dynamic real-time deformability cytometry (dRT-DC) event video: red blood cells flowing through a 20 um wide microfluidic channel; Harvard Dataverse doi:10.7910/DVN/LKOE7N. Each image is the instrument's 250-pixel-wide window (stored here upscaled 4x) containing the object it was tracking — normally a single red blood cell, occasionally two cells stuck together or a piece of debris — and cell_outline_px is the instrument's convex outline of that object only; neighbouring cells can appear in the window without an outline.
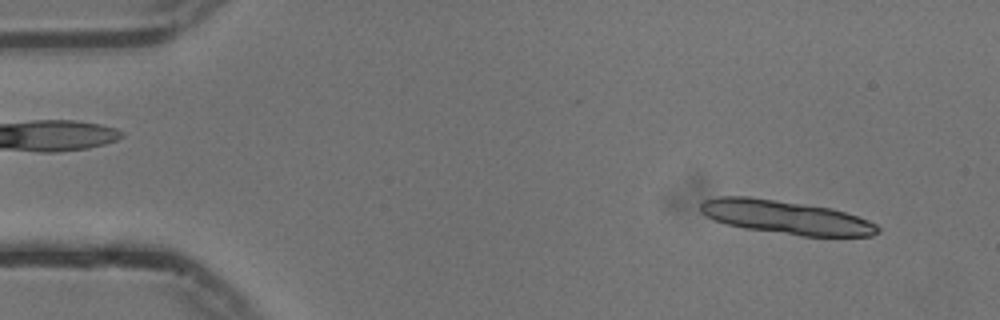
{"species": "common noctule bat (a hibernating species)", "species_latin": "Nyctalus noctula", "temperature_condition": "cold", "stored_images_in_passage": 15, "camera_frame_rate_fps": 3000, "um_per_image_px": 0.085, "animal": {"sex": "male", "body_mass_g": 13.3}, "frame": {"image": 1, "passage_image": 5, "time_ms": 1.333, "image_size_px": [1000, 320], "cell_outline_px": [[880, 232], [872, 236], [800, 236], [744, 228], [728, 224], [716, 220], [700, 212], [700, 204], [704, 200], [720, 196], [748, 196], [832, 208], [868, 220], [876, 224], [880, 228]], "centroid_in_image_um": [66.81, 18.47], "position_along_channel_um": 18.2, "area_um2": 34.51}}